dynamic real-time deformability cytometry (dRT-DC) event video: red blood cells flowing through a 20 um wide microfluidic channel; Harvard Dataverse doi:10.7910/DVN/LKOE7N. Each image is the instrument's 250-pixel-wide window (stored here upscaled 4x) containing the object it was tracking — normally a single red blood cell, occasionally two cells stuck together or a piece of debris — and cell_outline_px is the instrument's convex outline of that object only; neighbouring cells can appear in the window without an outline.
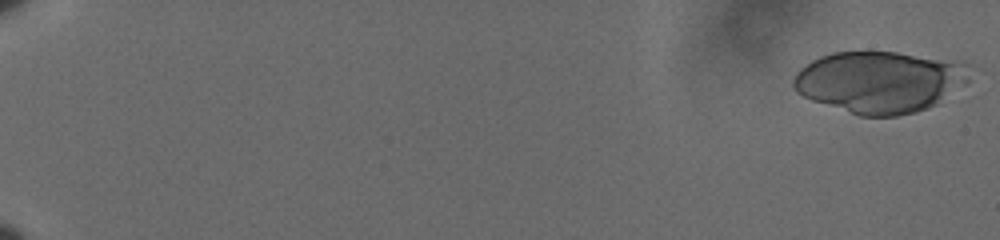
{"species": "human", "species_latin": "Homo sapiens", "temperature_condition": "cold", "stored_images_in_passage": 26, "camera_frame_rate_fps": 3000, "um_per_image_px": 0.085, "donor": {"sex": "male"}, "frame": {"image": 1, "passage_image": 1, "time_ms": 0.0, "image_size_px": [1000, 240], "cell_outline_px": [[968, 80], [964, 84], [936, 104], [928, 108], [916, 112], [896, 116], [860, 116], [812, 100], [796, 92], [792, 84], [792, 80], [796, 72], [800, 68], [812, 60], [820, 56], [832, 52], [896, 52], [968, 64]], "centroid_in_image_um": [74.71, 6.97], "position_along_channel_um": 10.3, "area_um2": 62.77}}
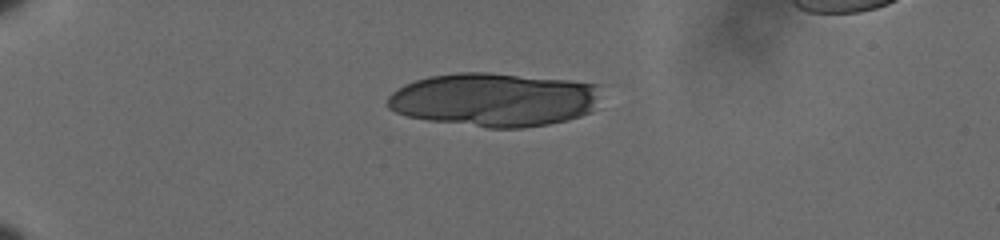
{"frame": {"image": 2, "passage_image": 17, "time_ms": 5.333, "image_size_px": [1000, 240], "cell_outline_px": [[600, 84], [592, 112], [580, 116], [548, 124], [524, 128], [488, 128], [428, 120], [408, 116], [396, 112], [388, 108], [388, 96], [392, 92], [404, 84], [428, 76], [460, 72], [488, 72], [568, 80]], "centroid_in_image_um": [41.97, 8.47], "position_along_channel_um": 43.0, "area_um2": 66.7}}